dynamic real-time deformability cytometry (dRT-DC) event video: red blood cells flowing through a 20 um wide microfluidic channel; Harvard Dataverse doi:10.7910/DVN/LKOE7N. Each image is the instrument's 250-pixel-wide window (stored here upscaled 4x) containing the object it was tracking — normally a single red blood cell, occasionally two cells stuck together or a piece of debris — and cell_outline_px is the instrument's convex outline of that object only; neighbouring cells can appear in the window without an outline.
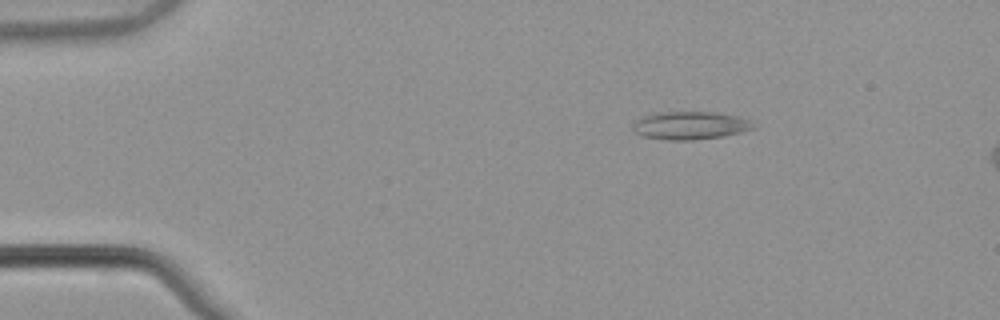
{"species": "common noctule bat (a hibernating species)", "species_latin": "Nyctalus noctula", "temperature_condition": "warm", "stored_images_in_passage": 16, "camera_frame_rate_fps": 3000, "um_per_image_px": 0.085, "animal": {"sex": "male", "body_mass_g": 21.5, "forearm_length_mm": 52.0}, "frame": {"image": 1, "passage_image": 10, "time_ms": 3.0, "image_size_px": [1000, 320], "cell_outline_px": [[756, 128], [724, 136], [692, 140], [668, 140], [644, 136], [636, 132], [632, 128], [632, 124], [636, 120], [644, 116], [656, 112], [712, 112], [736, 116], [752, 120]], "centroid_in_image_um": [58.68, 10.66], "position_along_channel_um": 26.3, "area_um2": 19.59}}